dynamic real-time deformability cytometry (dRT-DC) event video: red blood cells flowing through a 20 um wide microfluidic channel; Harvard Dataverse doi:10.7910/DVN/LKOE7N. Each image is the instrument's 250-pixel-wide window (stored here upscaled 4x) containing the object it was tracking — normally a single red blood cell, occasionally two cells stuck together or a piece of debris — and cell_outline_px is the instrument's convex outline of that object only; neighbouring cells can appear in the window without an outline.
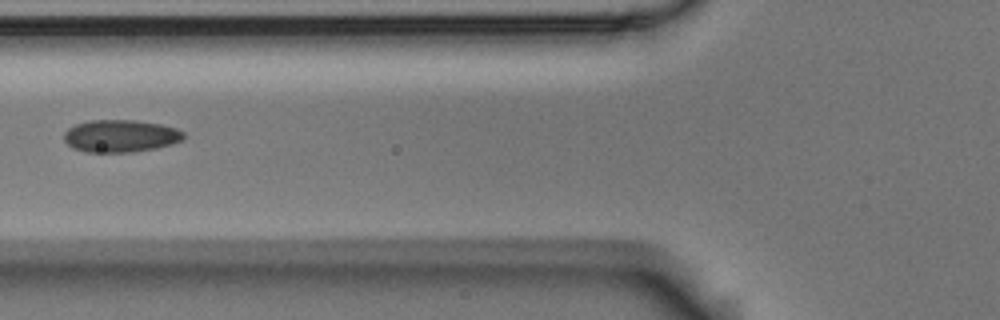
{"species": "Egyptian fruit bat (a non-hibernating species)", "species_latin": "Rousettus aegyptiacus", "temperature_condition": "room temperature", "stored_images_in_passage": 6, "camera_frame_rate_fps": 3000, "um_per_image_px": 0.085, "animal": {"sex": "male"}, "frame": {"image": 1, "passage_image": 6, "time_ms": 1.667, "image_size_px": [1000, 320], "cell_outline_px": [[184, 140], [172, 144], [156, 148], [132, 152], [84, 152], [72, 148], [64, 140], [64, 132], [68, 128], [76, 124], [88, 120], [136, 120], [160, 124], [176, 128], [184, 132]], "centroid_in_image_um": [10.24, 11.56], "position_along_channel_um": 115.6, "area_um2": 22.77}}